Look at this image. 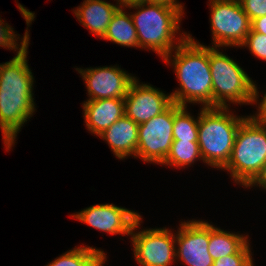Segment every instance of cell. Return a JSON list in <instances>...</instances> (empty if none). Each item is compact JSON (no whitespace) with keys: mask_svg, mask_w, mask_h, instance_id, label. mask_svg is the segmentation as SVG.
Listing matches in <instances>:
<instances>
[{"mask_svg":"<svg viewBox=\"0 0 266 266\" xmlns=\"http://www.w3.org/2000/svg\"><path fill=\"white\" fill-rule=\"evenodd\" d=\"M239 2L251 21L266 16V0H239Z\"/></svg>","mask_w":266,"mask_h":266,"instance_id":"cell-25","label":"cell"},{"mask_svg":"<svg viewBox=\"0 0 266 266\" xmlns=\"http://www.w3.org/2000/svg\"><path fill=\"white\" fill-rule=\"evenodd\" d=\"M248 234L224 231L210 223L208 251L213 260L236 254L249 240Z\"/></svg>","mask_w":266,"mask_h":266,"instance_id":"cell-18","label":"cell"},{"mask_svg":"<svg viewBox=\"0 0 266 266\" xmlns=\"http://www.w3.org/2000/svg\"><path fill=\"white\" fill-rule=\"evenodd\" d=\"M146 3L163 4L179 9L184 14V6L178 0H146Z\"/></svg>","mask_w":266,"mask_h":266,"instance_id":"cell-28","label":"cell"},{"mask_svg":"<svg viewBox=\"0 0 266 266\" xmlns=\"http://www.w3.org/2000/svg\"><path fill=\"white\" fill-rule=\"evenodd\" d=\"M250 240L236 253L214 260L213 266H254Z\"/></svg>","mask_w":266,"mask_h":266,"instance_id":"cell-23","label":"cell"},{"mask_svg":"<svg viewBox=\"0 0 266 266\" xmlns=\"http://www.w3.org/2000/svg\"><path fill=\"white\" fill-rule=\"evenodd\" d=\"M186 108L174 103L173 138L180 141H198L199 113L195 119Z\"/></svg>","mask_w":266,"mask_h":266,"instance_id":"cell-21","label":"cell"},{"mask_svg":"<svg viewBox=\"0 0 266 266\" xmlns=\"http://www.w3.org/2000/svg\"><path fill=\"white\" fill-rule=\"evenodd\" d=\"M125 8L137 10L130 15L137 32L138 48L152 50L164 58L189 36L185 31L180 33L184 14L175 7L144 2ZM177 34L180 37H175Z\"/></svg>","mask_w":266,"mask_h":266,"instance_id":"cell-3","label":"cell"},{"mask_svg":"<svg viewBox=\"0 0 266 266\" xmlns=\"http://www.w3.org/2000/svg\"><path fill=\"white\" fill-rule=\"evenodd\" d=\"M251 30L266 35V16H261L251 21Z\"/></svg>","mask_w":266,"mask_h":266,"instance_id":"cell-27","label":"cell"},{"mask_svg":"<svg viewBox=\"0 0 266 266\" xmlns=\"http://www.w3.org/2000/svg\"><path fill=\"white\" fill-rule=\"evenodd\" d=\"M266 163V131L252 116L240 124L228 163L221 169L244 188Z\"/></svg>","mask_w":266,"mask_h":266,"instance_id":"cell-5","label":"cell"},{"mask_svg":"<svg viewBox=\"0 0 266 266\" xmlns=\"http://www.w3.org/2000/svg\"><path fill=\"white\" fill-rule=\"evenodd\" d=\"M209 241V222L197 219L181 221L175 233L177 261L187 266H213L214 260L208 251Z\"/></svg>","mask_w":266,"mask_h":266,"instance_id":"cell-10","label":"cell"},{"mask_svg":"<svg viewBox=\"0 0 266 266\" xmlns=\"http://www.w3.org/2000/svg\"><path fill=\"white\" fill-rule=\"evenodd\" d=\"M24 51L0 64V129L6 151L15 145L17 134L34 114V77Z\"/></svg>","mask_w":266,"mask_h":266,"instance_id":"cell-1","label":"cell"},{"mask_svg":"<svg viewBox=\"0 0 266 266\" xmlns=\"http://www.w3.org/2000/svg\"><path fill=\"white\" fill-rule=\"evenodd\" d=\"M265 129L266 131V113H255V115H252Z\"/></svg>","mask_w":266,"mask_h":266,"instance_id":"cell-31","label":"cell"},{"mask_svg":"<svg viewBox=\"0 0 266 266\" xmlns=\"http://www.w3.org/2000/svg\"><path fill=\"white\" fill-rule=\"evenodd\" d=\"M102 39L123 47L138 48L136 28L131 15L125 11L124 7H120L113 15Z\"/></svg>","mask_w":266,"mask_h":266,"instance_id":"cell-17","label":"cell"},{"mask_svg":"<svg viewBox=\"0 0 266 266\" xmlns=\"http://www.w3.org/2000/svg\"><path fill=\"white\" fill-rule=\"evenodd\" d=\"M142 216L131 230L134 258L140 266H171L177 262L175 233L169 228H140Z\"/></svg>","mask_w":266,"mask_h":266,"instance_id":"cell-8","label":"cell"},{"mask_svg":"<svg viewBox=\"0 0 266 266\" xmlns=\"http://www.w3.org/2000/svg\"><path fill=\"white\" fill-rule=\"evenodd\" d=\"M261 187V189L266 190V163L261 168V171L257 174V176L246 186V188L252 187Z\"/></svg>","mask_w":266,"mask_h":266,"instance_id":"cell-26","label":"cell"},{"mask_svg":"<svg viewBox=\"0 0 266 266\" xmlns=\"http://www.w3.org/2000/svg\"><path fill=\"white\" fill-rule=\"evenodd\" d=\"M174 103L161 114L139 124L136 158L161 165L173 143Z\"/></svg>","mask_w":266,"mask_h":266,"instance_id":"cell-9","label":"cell"},{"mask_svg":"<svg viewBox=\"0 0 266 266\" xmlns=\"http://www.w3.org/2000/svg\"><path fill=\"white\" fill-rule=\"evenodd\" d=\"M82 76L89 100L125 98L132 81L136 78L119 66L76 68Z\"/></svg>","mask_w":266,"mask_h":266,"instance_id":"cell-11","label":"cell"},{"mask_svg":"<svg viewBox=\"0 0 266 266\" xmlns=\"http://www.w3.org/2000/svg\"><path fill=\"white\" fill-rule=\"evenodd\" d=\"M247 47L253 56L266 61V35L250 30L239 48Z\"/></svg>","mask_w":266,"mask_h":266,"instance_id":"cell-24","label":"cell"},{"mask_svg":"<svg viewBox=\"0 0 266 266\" xmlns=\"http://www.w3.org/2000/svg\"><path fill=\"white\" fill-rule=\"evenodd\" d=\"M85 126L99 136L125 115L124 98H107L84 101L82 104Z\"/></svg>","mask_w":266,"mask_h":266,"instance_id":"cell-14","label":"cell"},{"mask_svg":"<svg viewBox=\"0 0 266 266\" xmlns=\"http://www.w3.org/2000/svg\"><path fill=\"white\" fill-rule=\"evenodd\" d=\"M191 35L162 59L173 67L180 86L170 93L172 102L186 107L188 103L212 107L209 46L195 41Z\"/></svg>","mask_w":266,"mask_h":266,"instance_id":"cell-2","label":"cell"},{"mask_svg":"<svg viewBox=\"0 0 266 266\" xmlns=\"http://www.w3.org/2000/svg\"><path fill=\"white\" fill-rule=\"evenodd\" d=\"M197 160L203 161L198 141L173 140L170 152L161 165L181 169L186 168L185 166L188 165L191 166V164H194Z\"/></svg>","mask_w":266,"mask_h":266,"instance_id":"cell-20","label":"cell"},{"mask_svg":"<svg viewBox=\"0 0 266 266\" xmlns=\"http://www.w3.org/2000/svg\"><path fill=\"white\" fill-rule=\"evenodd\" d=\"M212 47H238L251 30L239 0H209Z\"/></svg>","mask_w":266,"mask_h":266,"instance_id":"cell-7","label":"cell"},{"mask_svg":"<svg viewBox=\"0 0 266 266\" xmlns=\"http://www.w3.org/2000/svg\"><path fill=\"white\" fill-rule=\"evenodd\" d=\"M264 96H262L261 100L258 101L259 98V92L257 85H255V100H254V105L258 104V109L257 112L255 113H266V92H264Z\"/></svg>","mask_w":266,"mask_h":266,"instance_id":"cell-29","label":"cell"},{"mask_svg":"<svg viewBox=\"0 0 266 266\" xmlns=\"http://www.w3.org/2000/svg\"><path fill=\"white\" fill-rule=\"evenodd\" d=\"M28 33L29 31L27 27L21 41L17 42L20 40V38L18 37L20 35L15 34L13 28L8 23H5L4 20H1L0 16V47L14 50L16 52L15 57L28 50V45L30 43V35Z\"/></svg>","mask_w":266,"mask_h":266,"instance_id":"cell-22","label":"cell"},{"mask_svg":"<svg viewBox=\"0 0 266 266\" xmlns=\"http://www.w3.org/2000/svg\"><path fill=\"white\" fill-rule=\"evenodd\" d=\"M247 116H236L230 107H201L198 144L203 162L222 169L229 161L241 122Z\"/></svg>","mask_w":266,"mask_h":266,"instance_id":"cell-4","label":"cell"},{"mask_svg":"<svg viewBox=\"0 0 266 266\" xmlns=\"http://www.w3.org/2000/svg\"><path fill=\"white\" fill-rule=\"evenodd\" d=\"M76 220L110 235H131L132 227L141 215L125 207L114 204H96L89 206L76 214H71Z\"/></svg>","mask_w":266,"mask_h":266,"instance_id":"cell-12","label":"cell"},{"mask_svg":"<svg viewBox=\"0 0 266 266\" xmlns=\"http://www.w3.org/2000/svg\"><path fill=\"white\" fill-rule=\"evenodd\" d=\"M120 7L118 2L115 5L105 0H84L81 5L73 9V13L90 33L102 39L113 15Z\"/></svg>","mask_w":266,"mask_h":266,"instance_id":"cell-16","label":"cell"},{"mask_svg":"<svg viewBox=\"0 0 266 266\" xmlns=\"http://www.w3.org/2000/svg\"><path fill=\"white\" fill-rule=\"evenodd\" d=\"M106 253L90 246H78L48 263L46 266H104Z\"/></svg>","mask_w":266,"mask_h":266,"instance_id":"cell-19","label":"cell"},{"mask_svg":"<svg viewBox=\"0 0 266 266\" xmlns=\"http://www.w3.org/2000/svg\"><path fill=\"white\" fill-rule=\"evenodd\" d=\"M138 135L139 125L123 115L98 137L106 141L113 154L122 160L129 156L136 158Z\"/></svg>","mask_w":266,"mask_h":266,"instance_id":"cell-15","label":"cell"},{"mask_svg":"<svg viewBox=\"0 0 266 266\" xmlns=\"http://www.w3.org/2000/svg\"><path fill=\"white\" fill-rule=\"evenodd\" d=\"M124 100L125 115L138 125L161 114L173 103L171 94H165L149 83L140 84L137 77L130 84Z\"/></svg>","mask_w":266,"mask_h":266,"instance_id":"cell-13","label":"cell"},{"mask_svg":"<svg viewBox=\"0 0 266 266\" xmlns=\"http://www.w3.org/2000/svg\"><path fill=\"white\" fill-rule=\"evenodd\" d=\"M219 50L209 46L212 107L227 108L231 103L253 105L256 84L236 61Z\"/></svg>","mask_w":266,"mask_h":266,"instance_id":"cell-6","label":"cell"},{"mask_svg":"<svg viewBox=\"0 0 266 266\" xmlns=\"http://www.w3.org/2000/svg\"><path fill=\"white\" fill-rule=\"evenodd\" d=\"M116 2H118L121 5V7L125 8L133 4L144 3L146 2V0H116Z\"/></svg>","mask_w":266,"mask_h":266,"instance_id":"cell-30","label":"cell"}]
</instances>
